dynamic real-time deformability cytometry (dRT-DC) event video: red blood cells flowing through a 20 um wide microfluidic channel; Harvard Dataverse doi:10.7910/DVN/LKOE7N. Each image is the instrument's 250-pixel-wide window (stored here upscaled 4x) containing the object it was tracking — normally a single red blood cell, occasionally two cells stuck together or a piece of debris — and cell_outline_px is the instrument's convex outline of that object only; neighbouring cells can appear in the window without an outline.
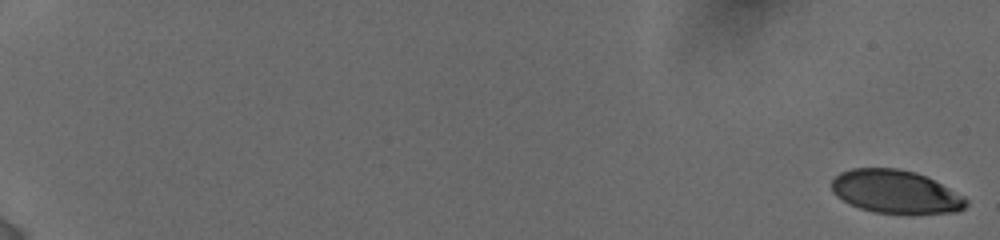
{"species": "human", "species_latin": "Homo sapiens", "temperature_condition": "cold", "stored_images_in_passage": 37, "camera_frame_rate_fps": 3000, "um_per_image_px": 0.085, "donor": {"sex": "female"}, "frame": {"image": 1, "passage_image": 1, "time_ms": 0.0, "image_size_px": [1000, 240], "cell_outline_px": [[968, 204], [960, 212], [908, 216], [872, 212], [860, 208], [836, 196], [832, 192], [832, 180], [840, 172], [852, 168], [896, 168], [916, 172], [964, 196], [968, 200]], "centroid_in_image_um": [76.16, 16.35], "position_along_channel_um": 8.8, "area_um2": 34.51}}